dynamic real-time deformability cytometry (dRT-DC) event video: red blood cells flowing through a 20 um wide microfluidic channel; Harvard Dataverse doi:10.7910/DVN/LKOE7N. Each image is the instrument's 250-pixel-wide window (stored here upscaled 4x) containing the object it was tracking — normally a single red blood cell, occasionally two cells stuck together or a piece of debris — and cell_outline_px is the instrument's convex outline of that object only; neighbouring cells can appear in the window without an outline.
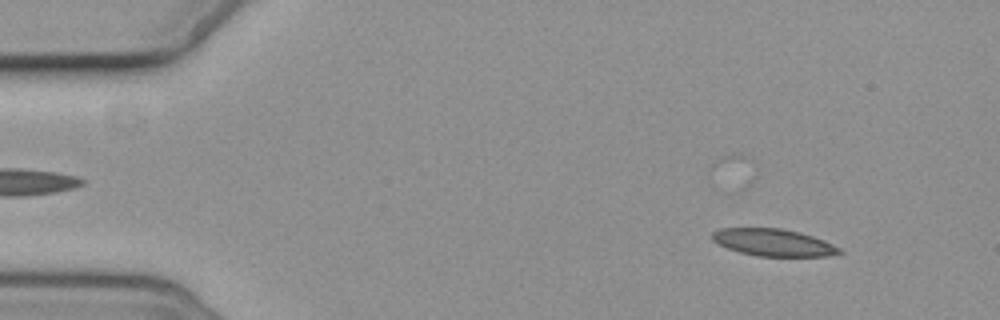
{"species": "common noctule bat (a hibernating species)", "species_latin": "Nyctalus noctula", "temperature_condition": "cold", "stored_images_in_passage": 3, "camera_frame_rate_fps": 3000, "um_per_image_px": 0.085, "animal": {"sex": "female", "body_mass_g": 19.3, "forearm_length_mm": 54.1}, "frame": {"image": 1, "passage_image": 1, "time_ms": 0.0, "image_size_px": [1000, 320], "cell_outline_px": [[844, 252], [832, 256], [756, 256], [740, 252], [728, 248], [712, 240], [712, 232], [720, 228], [780, 228], [800, 232], [824, 240], [840, 248]], "centroid_in_image_um": [65.76, 20.61], "position_along_channel_um": 19.2, "area_um2": 20.11}}